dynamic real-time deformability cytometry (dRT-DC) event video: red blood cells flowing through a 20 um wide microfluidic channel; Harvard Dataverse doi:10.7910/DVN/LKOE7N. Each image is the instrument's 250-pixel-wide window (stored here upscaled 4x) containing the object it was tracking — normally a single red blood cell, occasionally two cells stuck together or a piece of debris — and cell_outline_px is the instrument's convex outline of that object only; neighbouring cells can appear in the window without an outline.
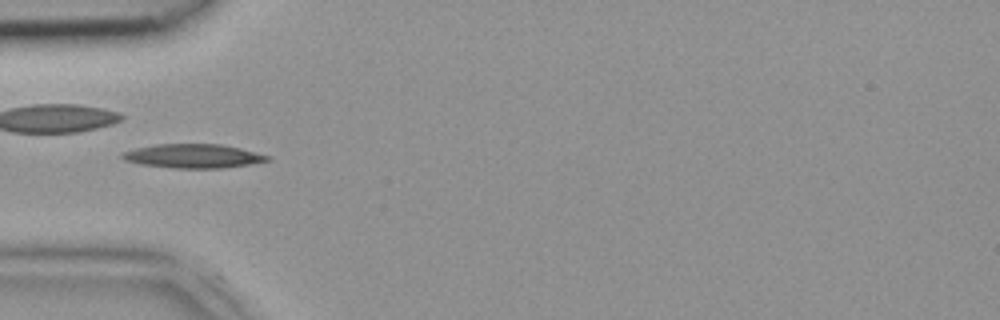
{"species": "common noctule bat (a hibernating species)", "species_latin": "Nyctalus noctula", "temperature_condition": "room temperature", "stored_images_in_passage": 3, "camera_frame_rate_fps": 3000, "um_per_image_px": 0.085, "animal": {"sex": "female", "body_mass_g": 18.4}, "frame": {"image": 1, "passage_image": 2, "time_ms": 0.333, "image_size_px": [1000, 320], "cell_outline_px": [[272, 160], [248, 164], [220, 168], [172, 168], [140, 164], [124, 160], [120, 156], [124, 152], [136, 148], [156, 144], [220, 144], [240, 148], [268, 156]], "centroid_in_image_um": [16.39, 13.26], "position_along_channel_um": 68.6, "area_um2": 20.06}}